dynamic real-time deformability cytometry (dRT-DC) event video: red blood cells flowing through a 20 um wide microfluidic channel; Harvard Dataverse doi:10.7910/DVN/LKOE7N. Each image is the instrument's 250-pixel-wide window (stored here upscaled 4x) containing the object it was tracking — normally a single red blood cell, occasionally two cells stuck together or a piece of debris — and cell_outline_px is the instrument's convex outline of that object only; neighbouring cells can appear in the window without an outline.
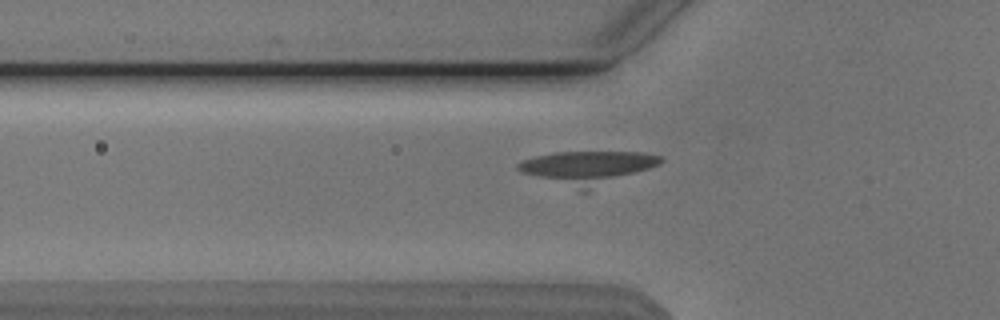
{"species": "Egyptian fruit bat (a non-hibernating species)", "species_latin": "Rousettus aegyptiacus", "temperature_condition": "cold", "stored_images_in_passage": 42, "camera_frame_rate_fps": 3000, "um_per_image_px": 0.085, "animal": {"sex": "male"}, "frame": {"image": 1, "passage_image": 5, "time_ms": 1.333, "image_size_px": [1000, 320], "cell_outline_px": [[664, 160], [660, 164], [588, 192], [580, 192], [524, 172], [516, 168], [516, 164], [524, 160], [536, 156], [556, 152], [644, 152], [660, 156]], "centroid_in_image_um": [49.97, 14.26], "position_along_channel_um": 75.8, "area_um2": 27.51}}
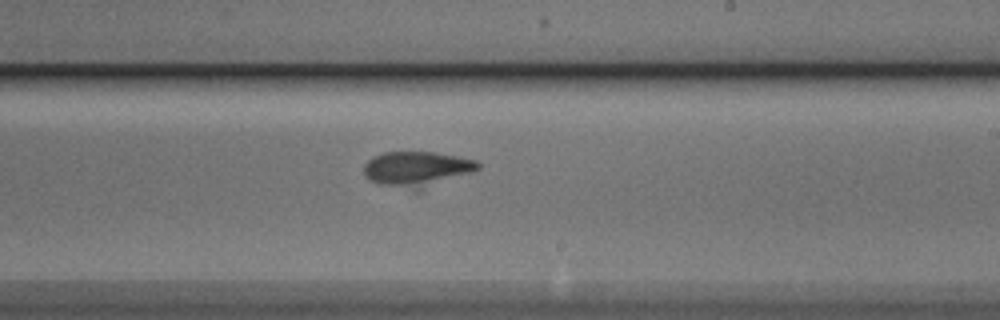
{"frame": {"image": 2, "passage_image": 19, "time_ms": 6.0, "image_size_px": [1000, 320], "cell_outline_px": [[480, 168], [472, 172], [420, 192], [416, 192], [380, 184], [368, 180], [364, 172], [364, 164], [372, 156], [384, 152], [432, 152], [456, 156], [476, 160], [480, 164]], "centroid_in_image_um": [35.43, 14.4], "position_along_channel_um": 253.6, "area_um2": 23.99}}
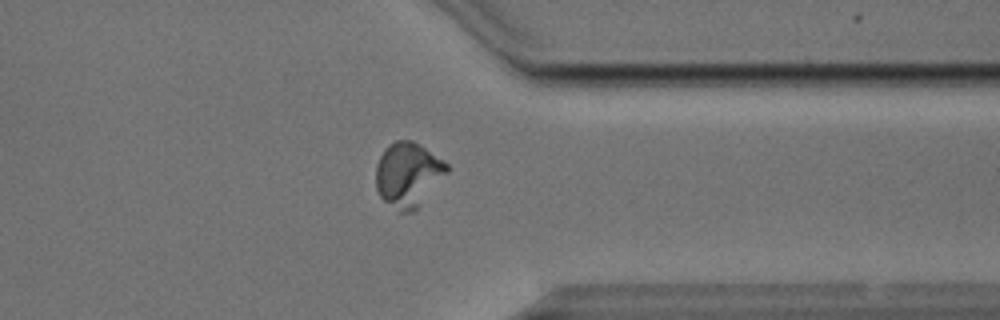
{"frame": {"image": 3, "passage_image": 29, "time_ms": 9.333, "image_size_px": [1000, 320], "cell_outline_px": [[448, 172], [416, 208], [412, 212], [400, 212], [384, 200], [380, 196], [376, 188], [376, 164], [384, 148], [388, 144], [396, 140], [412, 140], [448, 164]], "centroid_in_image_um": [34.65, 14.82], "position_along_channel_um": 376.7, "area_um2": 26.3}}